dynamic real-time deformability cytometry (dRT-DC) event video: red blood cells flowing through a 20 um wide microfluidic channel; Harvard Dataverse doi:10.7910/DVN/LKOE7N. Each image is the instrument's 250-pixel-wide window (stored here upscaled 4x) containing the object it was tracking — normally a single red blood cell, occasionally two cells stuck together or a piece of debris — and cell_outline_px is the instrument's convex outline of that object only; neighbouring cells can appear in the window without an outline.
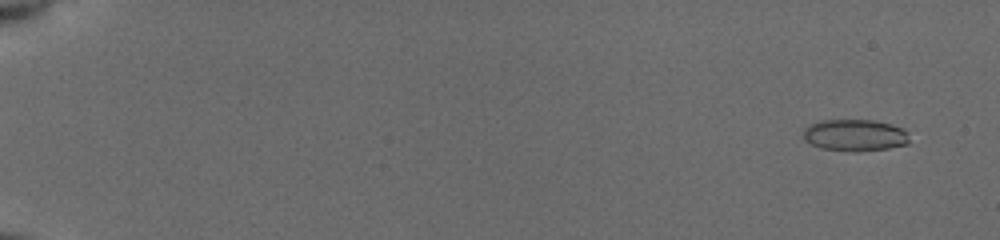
{"species": "common noctule bat (a hibernating species)", "species_latin": "Nyctalus noctula", "temperature_condition": "cold", "stored_images_in_passage": 54, "camera_frame_rate_fps": 3000, "um_per_image_px": 0.085, "animal": {"sex": "female", "body_mass_g": 19.5, "forearm_length_mm": 54.1}, "frame": {"image": 1, "passage_image": 3, "time_ms": 0.667, "image_size_px": [1000, 240], "cell_outline_px": [[908, 144], [888, 148], [856, 152], [820, 148], [804, 140], [804, 128], [820, 120], [872, 120], [904, 128], [908, 132]], "centroid_in_image_um": [72.67, 11.5], "position_along_channel_um": 12.3, "area_um2": 19.59}}
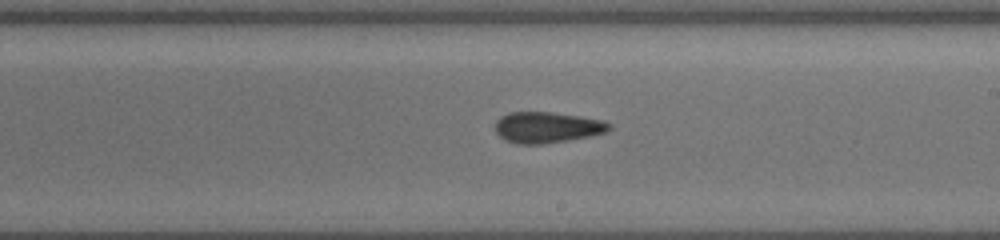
{"frame": {"image": 2, "passage_image": 34, "time_ms": 11.0, "image_size_px": [1000, 240], "cell_outline_px": [[612, 128], [608, 132], [568, 140], [544, 144], [516, 144], [504, 140], [496, 132], [496, 120], [500, 116], [508, 112], [548, 112], [580, 116], [600, 120], [612, 124]], "centroid_in_image_um": [46.49, 10.83], "position_along_channel_um": 242.5, "area_um2": 20.63}}
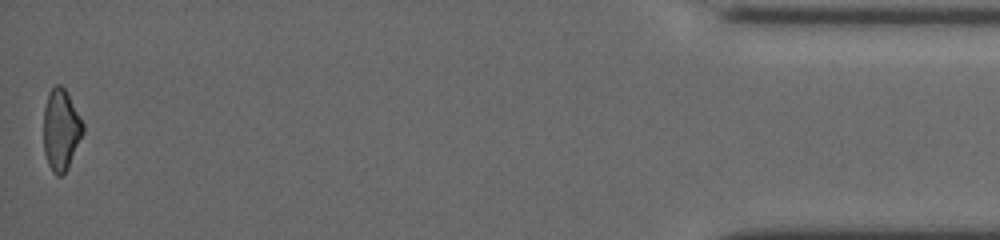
{"frame": {"image": 3, "passage_image": 54, "time_ms": 17.667, "image_size_px": [1000, 240], "cell_outline_px": [[84, 132], [68, 168], [60, 176], [56, 176], [52, 172], [48, 164], [44, 152], [44, 108], [48, 92], [56, 84], [60, 84], [68, 92], [84, 124]], "centroid_in_image_um": [5.19, 11.02], "position_along_channel_um": 430.0, "area_um2": 18.84}, "authors_computed_cell_mechanics": {"area_um2": 19.8254, "velocity_mm_per_s": 3.9514, "shape_relaxation_time_tau1_ms": 3.067, "shape_relaxation_time_tau2_ms": 3.1215, "deformation_change_tau1": 0.1185, "deformation_change_tau2": 0.1198}}